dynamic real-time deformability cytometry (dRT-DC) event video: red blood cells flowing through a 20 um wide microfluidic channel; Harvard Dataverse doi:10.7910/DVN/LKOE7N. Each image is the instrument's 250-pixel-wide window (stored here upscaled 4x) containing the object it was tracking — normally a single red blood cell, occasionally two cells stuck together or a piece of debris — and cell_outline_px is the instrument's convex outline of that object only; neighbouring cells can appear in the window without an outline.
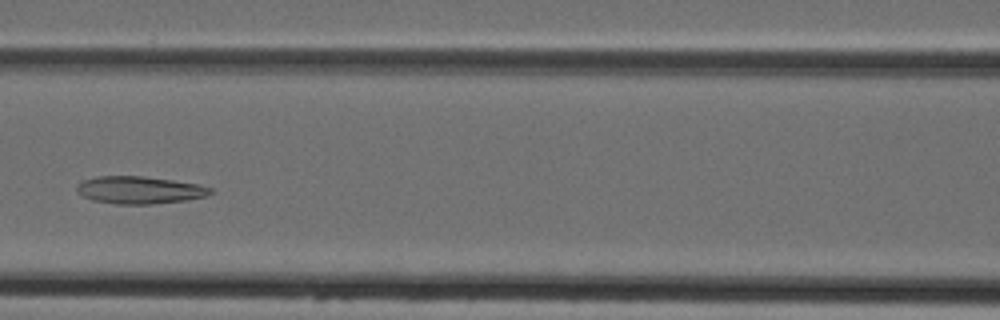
{"species": "Egyptian fruit bat (a non-hibernating species)", "species_latin": "Rousettus aegyptiacus", "temperature_condition": "cold", "stored_images_in_passage": 6, "camera_frame_rate_fps": 3000, "um_per_image_px": 0.085, "animal": {"sex": "female"}, "frame": {"image": 1, "passage_image": 6, "time_ms": 5.667, "image_size_px": [1000, 320], "cell_outline_px": [[216, 192], [208, 196], [184, 200], [152, 204], [116, 204], [92, 200], [76, 192], [76, 184], [84, 180], [96, 176], [140, 176], [172, 180], [196, 184], [212, 188]], "centroid_in_image_um": [11.85, 16.15], "position_along_channel_um": 154.7, "area_um2": 21.39}}